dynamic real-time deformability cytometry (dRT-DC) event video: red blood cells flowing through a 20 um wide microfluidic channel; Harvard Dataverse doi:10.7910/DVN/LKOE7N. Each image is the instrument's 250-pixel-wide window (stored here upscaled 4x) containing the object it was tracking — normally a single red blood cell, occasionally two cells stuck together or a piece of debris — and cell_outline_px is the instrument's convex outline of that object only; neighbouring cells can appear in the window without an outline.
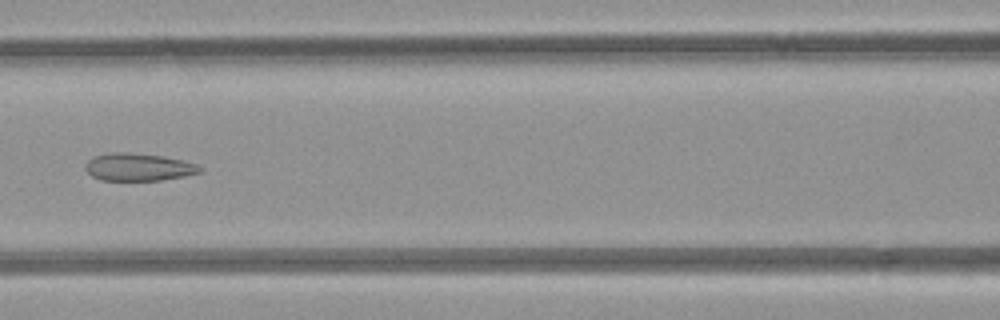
{"species": "common noctule bat (a hibernating species)", "species_latin": "Nyctalus noctula", "temperature_condition": "room temperature", "stored_images_in_passage": 7, "camera_frame_rate_fps": 3000, "um_per_image_px": 0.085, "animal": {"sex": "female", "body_mass_g": 21.9}, "frame": {"image": 1, "passage_image": 6, "time_ms": 6.667, "image_size_px": [1000, 320], "cell_outline_px": [[204, 172], [184, 176], [160, 180], [100, 180], [92, 176], [84, 168], [84, 164], [92, 156], [112, 152], [128, 152], [164, 156], [184, 160], [196, 164], [204, 168]], "centroid_in_image_um": [11.78, 14.19], "position_along_channel_um": 154.8, "area_um2": 18.67}}
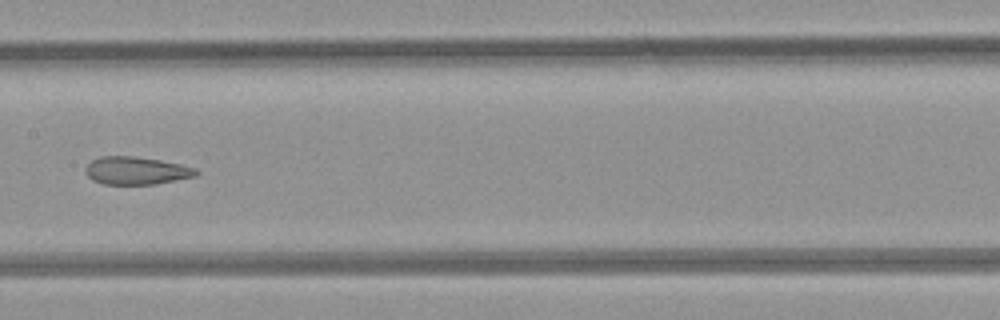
{"frame": {"image": 2, "passage_image": 7, "time_ms": 7.667, "image_size_px": [1000, 320], "cell_outline_px": [[200, 172], [196, 176], [156, 184], [104, 184], [92, 180], [84, 172], [84, 168], [92, 160], [100, 156], [132, 156], [160, 160], [180, 164], [196, 168]], "centroid_in_image_um": [11.58, 14.5], "position_along_channel_um": 195.8, "area_um2": 17.98}}